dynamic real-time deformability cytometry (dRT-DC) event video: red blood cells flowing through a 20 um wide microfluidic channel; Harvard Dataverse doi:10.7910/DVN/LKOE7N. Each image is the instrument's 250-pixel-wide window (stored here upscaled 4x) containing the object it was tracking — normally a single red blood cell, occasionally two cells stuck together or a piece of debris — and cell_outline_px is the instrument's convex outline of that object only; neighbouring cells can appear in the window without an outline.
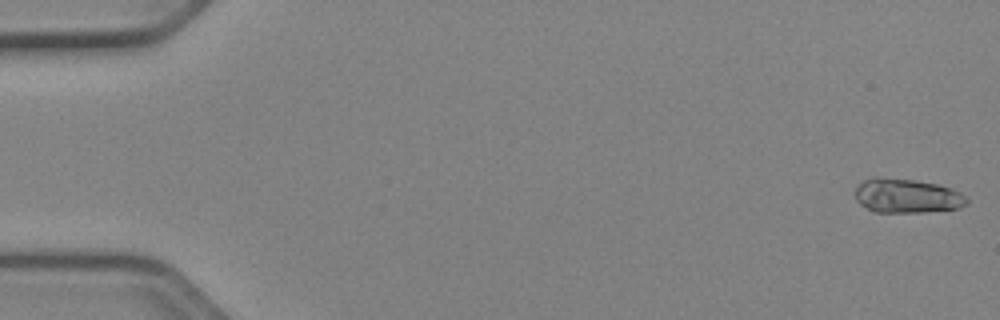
{"species": "Egyptian fruit bat (a non-hibernating species)", "species_latin": "Rousettus aegyptiacus", "temperature_condition": "cold", "stored_images_in_passage": 52, "camera_frame_rate_fps": 3000, "um_per_image_px": 0.085, "animal": {"sex": "female"}, "frame": {"image": 1, "passage_image": 1, "time_ms": 0.0, "image_size_px": [1000, 320], "cell_outline_px": [[968, 204], [960, 208], [924, 212], [872, 212], [860, 204], [856, 200], [856, 188], [864, 180], [872, 176], [880, 176], [916, 180], [936, 184], [952, 188], [960, 192], [968, 200]], "centroid_in_image_um": [77.08, 16.64], "position_along_channel_um": 7.9, "area_um2": 22.54}}
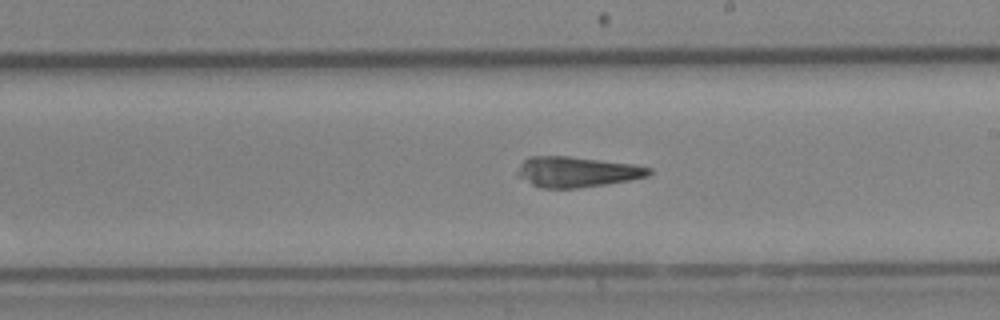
{"frame": {"image": 2, "passage_image": 30, "time_ms": 9.667, "image_size_px": [1000, 320], "cell_outline_px": [[652, 172], [648, 176], [608, 184], [576, 188], [540, 188], [516, 176], [516, 172], [520, 164], [528, 156], [568, 156], [632, 164], [652, 168]], "centroid_in_image_um": [49.0, 14.61], "position_along_channel_um": 240.0, "area_um2": 23.35}}
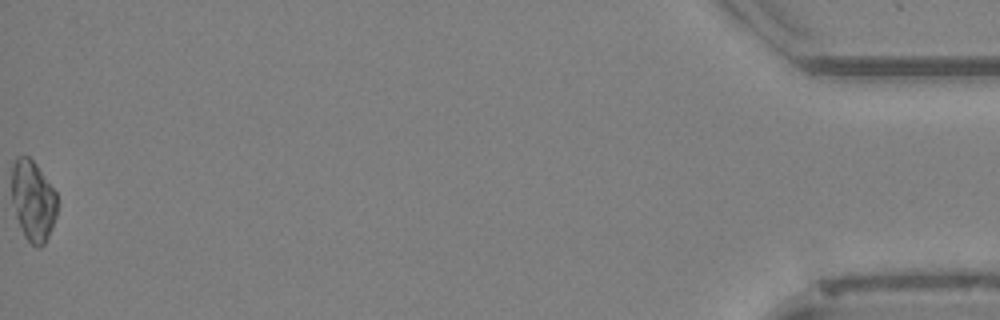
{"frame": {"image": 3, "passage_image": 52, "time_ms": 17.0, "image_size_px": [1000, 320], "cell_outline_px": [[56, 216], [48, 236], [44, 244], [40, 248], [36, 248], [24, 236], [16, 216], [12, 200], [12, 164], [16, 156], [28, 156], [36, 164], [56, 192]], "centroid_in_image_um": [2.79, 17.05], "position_along_channel_um": 432.4, "area_um2": 21.21}, "authors_computed_cell_mechanics": {"area_um2": 22.7732, "velocity_mm_per_s": 3.9606, "shape_relaxation_time_tau1_ms": 7.6232, "shape_relaxation_time_tau2_ms": 4.2748, "deformation_change_tau1": 0.2892, "deformation_change_tau2": 0.1682}}